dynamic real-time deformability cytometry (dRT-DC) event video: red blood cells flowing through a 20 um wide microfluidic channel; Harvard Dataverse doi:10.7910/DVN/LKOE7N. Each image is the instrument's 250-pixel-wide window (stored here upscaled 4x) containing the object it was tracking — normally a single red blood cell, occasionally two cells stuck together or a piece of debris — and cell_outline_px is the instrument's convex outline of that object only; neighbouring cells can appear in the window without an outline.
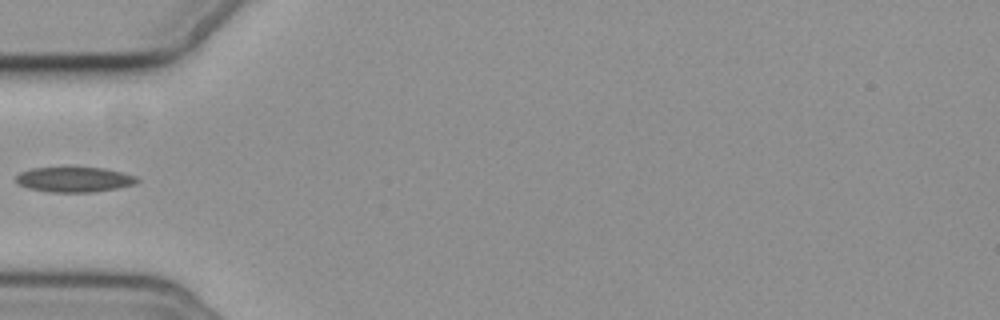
{"species": "common noctule bat (a hibernating species)", "species_latin": "Nyctalus noctula", "temperature_condition": "cold", "stored_images_in_passage": 6, "camera_frame_rate_fps": 3000, "um_per_image_px": 0.085, "animal": {"sex": "female", "body_mass_g": 19.3, "forearm_length_mm": 54.1}, "frame": {"image": 1, "passage_image": 5, "time_ms": 5.333, "image_size_px": [1000, 320], "cell_outline_px": [[140, 180], [136, 184], [116, 188], [92, 192], [48, 192], [28, 188], [20, 184], [16, 180], [16, 176], [20, 172], [32, 168], [104, 168], [136, 176]], "centroid_in_image_um": [6.32, 15.26], "position_along_channel_um": 78.7, "area_um2": 17.51}}
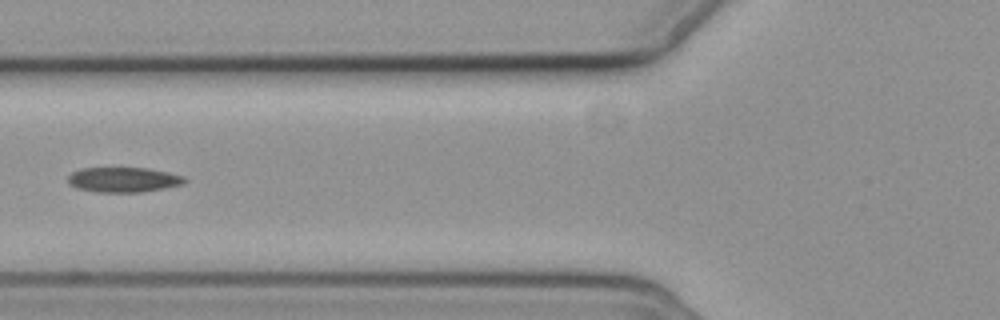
{"frame": {"image": 2, "passage_image": 6, "time_ms": 6.333, "image_size_px": [1000, 320], "cell_outline_px": [[188, 180], [184, 184], [164, 188], [140, 192], [96, 192], [80, 188], [68, 184], [68, 176], [72, 172], [84, 168], [148, 168], [168, 172], [184, 176]], "centroid_in_image_um": [10.53, 15.27], "position_along_channel_um": 115.3, "area_um2": 16.94}}